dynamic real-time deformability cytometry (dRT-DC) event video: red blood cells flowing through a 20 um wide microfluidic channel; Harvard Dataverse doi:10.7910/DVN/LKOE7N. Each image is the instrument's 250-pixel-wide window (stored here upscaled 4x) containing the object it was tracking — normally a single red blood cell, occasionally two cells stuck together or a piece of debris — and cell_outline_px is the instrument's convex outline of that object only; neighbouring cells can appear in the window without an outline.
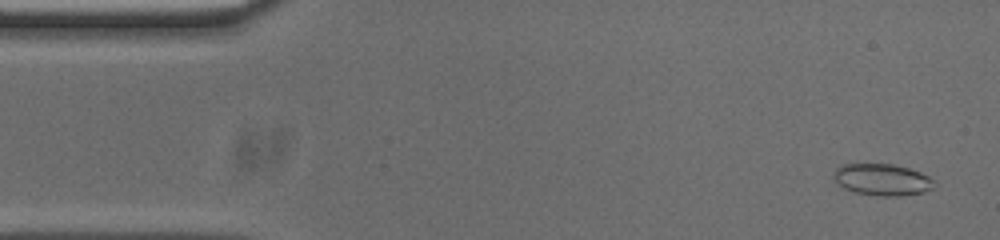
{"species": "common noctule bat (a hibernating species)", "species_latin": "Nyctalus noctula", "temperature_condition": "cold", "stored_images_in_passage": 53, "camera_frame_rate_fps": 3000, "um_per_image_px": 0.085, "animal": {"sex": "male", "body_mass_g": 20.0, "forearm_length_mm": 53.3}, "frame": {"image": 1, "passage_image": 2, "time_ms": 0.333, "image_size_px": [1000, 240], "cell_outline_px": [[936, 184], [932, 188], [924, 192], [900, 196], [880, 196], [856, 192], [844, 188], [832, 176], [836, 168], [840, 164], [892, 164], [908, 168], [920, 172], [928, 176]], "centroid_in_image_um": [74.99, 15.26], "position_along_channel_um": 10.0, "area_um2": 18.44}}
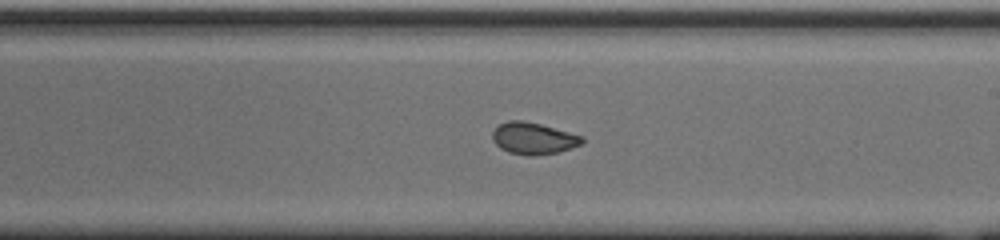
{"frame": {"image": 2, "passage_image": 29, "time_ms": 9.333, "image_size_px": [1000, 240], "cell_outline_px": [[584, 140], [580, 144], [572, 148], [556, 152], [532, 156], [528, 156], [508, 152], [500, 148], [492, 140], [492, 132], [496, 124], [508, 120], [520, 120], [540, 124], [584, 136]], "centroid_in_image_um": [45.29, 11.75], "position_along_channel_um": 243.7, "area_um2": 16.7}}
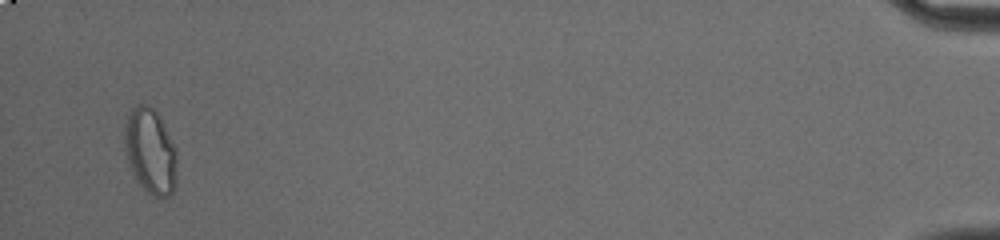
{"frame": {"image": 3, "passage_image": 51, "time_ms": 16.667, "image_size_px": [1000, 240], "cell_outline_px": [[176, 188], [172, 196], [156, 196], [148, 192], [136, 180], [132, 172], [128, 160], [124, 144], [124, 124], [132, 108], [140, 104], [148, 104], [160, 116], [176, 148]], "centroid_in_image_um": [12.79, 12.85], "position_along_channel_um": 422.4, "area_um2": 26.18}, "authors_computed_cell_mechanics": {"area_um2": 17.629, "velocity_mm_per_s": 3.7331, "shape_relaxation_time_tau1_ms": null, "shape_relaxation_time_tau2_ms": 1.4062, "deformation_change_tau1": null, "deformation_change_tau2": 0.0563}}